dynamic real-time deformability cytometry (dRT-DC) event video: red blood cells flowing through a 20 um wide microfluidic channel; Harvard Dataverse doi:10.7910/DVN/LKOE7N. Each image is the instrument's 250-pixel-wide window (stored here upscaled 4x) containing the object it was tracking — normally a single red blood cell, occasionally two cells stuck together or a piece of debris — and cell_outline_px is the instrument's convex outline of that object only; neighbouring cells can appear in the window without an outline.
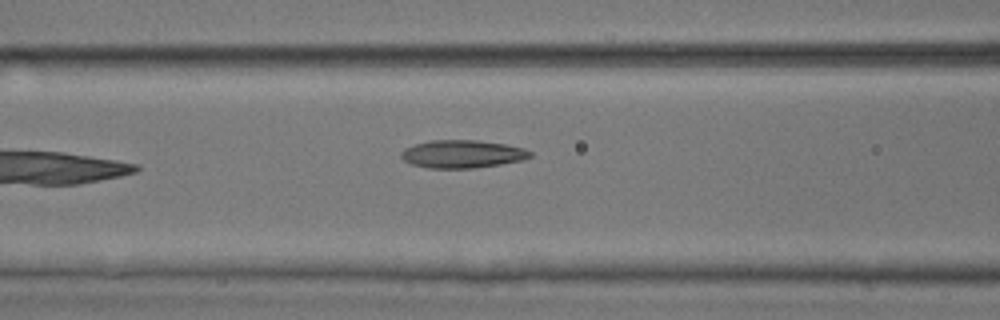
{"species": "common noctule bat (a hibernating species)", "species_latin": "Nyctalus noctula", "temperature_condition": "room temperature", "stored_images_in_passage": 6, "camera_frame_rate_fps": 3000, "um_per_image_px": 0.085, "animal": {"sex": "male", "body_mass_g": 17.9, "forearm_length_mm": 54.2}, "frame": {"image": 1, "passage_image": 6, "time_ms": 1.667, "image_size_px": [1000, 320], "cell_outline_px": [[532, 156], [520, 160], [500, 164], [472, 168], [428, 168], [412, 164], [404, 160], [400, 156], [400, 152], [404, 148], [416, 144], [432, 140], [480, 140], [504, 144], [524, 148], [532, 152]], "centroid_in_image_um": [39.28, 13.08], "position_along_channel_um": 127.3, "area_um2": 20.87}}